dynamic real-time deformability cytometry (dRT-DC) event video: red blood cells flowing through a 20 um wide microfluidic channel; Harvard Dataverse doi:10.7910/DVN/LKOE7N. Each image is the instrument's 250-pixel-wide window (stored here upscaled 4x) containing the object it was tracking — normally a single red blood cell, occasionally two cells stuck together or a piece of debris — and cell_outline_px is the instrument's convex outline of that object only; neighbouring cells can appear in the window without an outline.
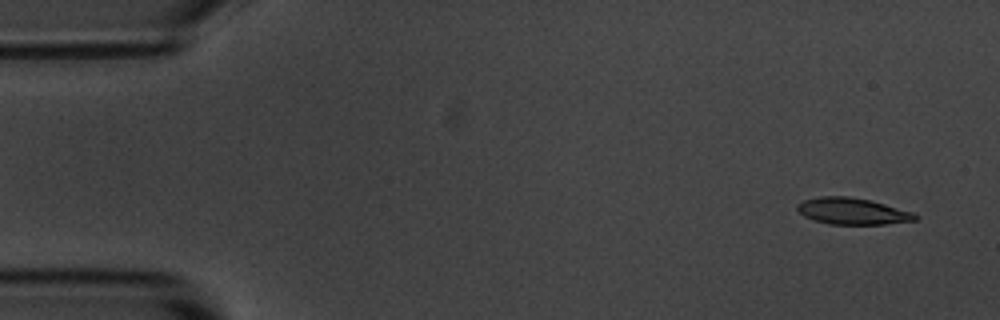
{"species": "common noctule bat (a hibernating species)", "species_latin": "Nyctalus noctula", "temperature_condition": "room temperature", "stored_images_in_passage": 14, "camera_frame_rate_fps": 3000, "um_per_image_px": 0.085, "animal": {"sex": "male", "body_mass_g": 20.1, "forearm_length_mm": 53.5}, "frame": {"image": 1, "passage_image": 1, "time_ms": 0.0, "image_size_px": [1000, 320], "cell_outline_px": [[920, 216], [916, 220], [884, 224], [828, 224], [804, 216], [796, 208], [796, 204], [804, 200], [820, 196], [848, 196], [868, 200], [884, 204], [912, 212]], "centroid_in_image_um": [72.44, 17.95], "position_along_channel_um": 12.6, "area_um2": 18.03}}
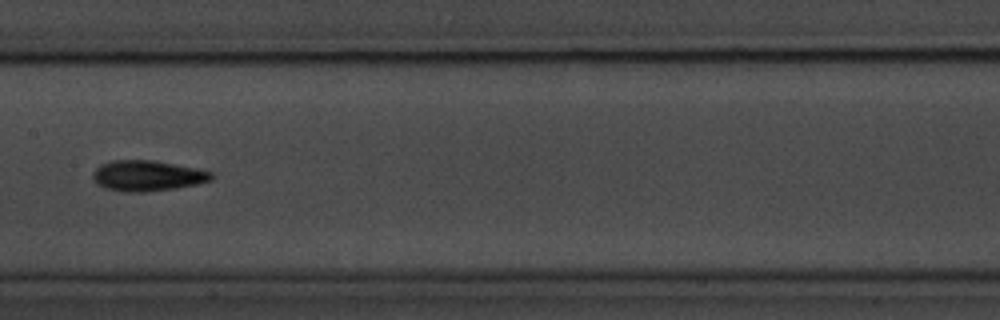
{"frame": {"image": 2, "passage_image": 7, "time_ms": 8.0, "image_size_px": [1000, 320], "cell_outline_px": [[216, 176], [212, 180], [196, 184], [176, 188], [144, 192], [124, 192], [104, 188], [96, 184], [92, 180], [92, 172], [100, 164], [112, 160], [152, 160], [196, 168], [212, 172]], "centroid_in_image_um": [12.5, 14.94], "position_along_channel_um": 194.9, "area_um2": 21.39}}
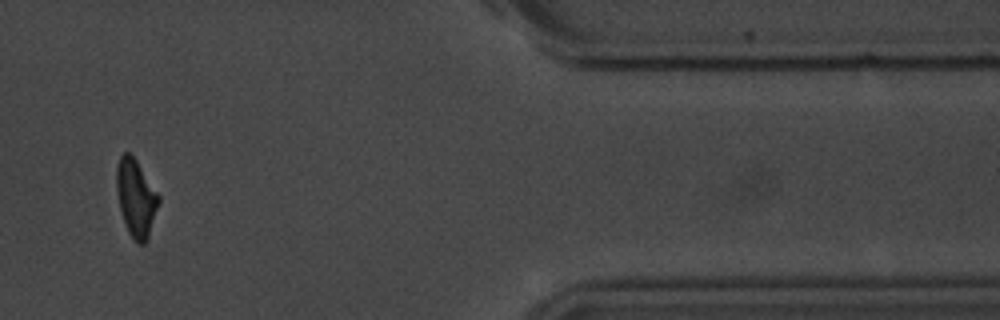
{"frame": {"image": 3, "passage_image": 12, "time_ms": 14.667, "image_size_px": [1000, 320], "cell_outline_px": [[160, 200], [148, 240], [144, 244], [136, 244], [132, 240], [128, 232], [120, 208], [116, 188], [116, 164], [120, 156], [124, 152], [132, 152], [160, 196]], "centroid_in_image_um": [11.56, 16.81], "position_along_channel_um": 399.8, "area_um2": 19.36}, "authors_computed_cell_mechanics": {"area_um2": 19.3341, "velocity_mm_per_s": 3.6506, "shape_relaxation_time_tau1_ms": 1.6487, "shape_relaxation_time_tau2_ms": null, "deformation_change_tau1": 0.1058, "deformation_change_tau2": null}}